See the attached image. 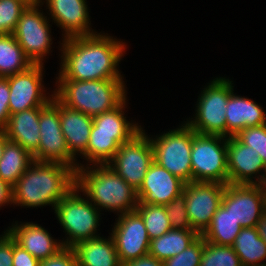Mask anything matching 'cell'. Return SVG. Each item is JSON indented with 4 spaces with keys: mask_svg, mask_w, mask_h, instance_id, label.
<instances>
[{
    "mask_svg": "<svg viewBox=\"0 0 266 266\" xmlns=\"http://www.w3.org/2000/svg\"><path fill=\"white\" fill-rule=\"evenodd\" d=\"M185 182L153 161L137 190L138 204L166 205L183 192Z\"/></svg>",
    "mask_w": 266,
    "mask_h": 266,
    "instance_id": "cell-18",
    "label": "cell"
},
{
    "mask_svg": "<svg viewBox=\"0 0 266 266\" xmlns=\"http://www.w3.org/2000/svg\"><path fill=\"white\" fill-rule=\"evenodd\" d=\"M75 186V171L62 163L34 161L12 187L13 206L52 208Z\"/></svg>",
    "mask_w": 266,
    "mask_h": 266,
    "instance_id": "cell-2",
    "label": "cell"
},
{
    "mask_svg": "<svg viewBox=\"0 0 266 266\" xmlns=\"http://www.w3.org/2000/svg\"><path fill=\"white\" fill-rule=\"evenodd\" d=\"M153 161V148L149 136L142 128L129 141L120 145L108 165L129 185L138 190Z\"/></svg>",
    "mask_w": 266,
    "mask_h": 266,
    "instance_id": "cell-11",
    "label": "cell"
},
{
    "mask_svg": "<svg viewBox=\"0 0 266 266\" xmlns=\"http://www.w3.org/2000/svg\"><path fill=\"white\" fill-rule=\"evenodd\" d=\"M32 65L13 34H0V77L24 72Z\"/></svg>",
    "mask_w": 266,
    "mask_h": 266,
    "instance_id": "cell-30",
    "label": "cell"
},
{
    "mask_svg": "<svg viewBox=\"0 0 266 266\" xmlns=\"http://www.w3.org/2000/svg\"><path fill=\"white\" fill-rule=\"evenodd\" d=\"M40 140L33 155L38 162H57L78 169V160L70 153L60 126V101L52 99L41 109L39 117Z\"/></svg>",
    "mask_w": 266,
    "mask_h": 266,
    "instance_id": "cell-9",
    "label": "cell"
},
{
    "mask_svg": "<svg viewBox=\"0 0 266 266\" xmlns=\"http://www.w3.org/2000/svg\"><path fill=\"white\" fill-rule=\"evenodd\" d=\"M112 235L120 263L148 254L150 238L144 221L136 211L118 215Z\"/></svg>",
    "mask_w": 266,
    "mask_h": 266,
    "instance_id": "cell-15",
    "label": "cell"
},
{
    "mask_svg": "<svg viewBox=\"0 0 266 266\" xmlns=\"http://www.w3.org/2000/svg\"><path fill=\"white\" fill-rule=\"evenodd\" d=\"M43 65L34 64L24 72L6 77L10 90V115L30 108L44 107L52 99L54 94L45 93L47 91L42 83Z\"/></svg>",
    "mask_w": 266,
    "mask_h": 266,
    "instance_id": "cell-14",
    "label": "cell"
},
{
    "mask_svg": "<svg viewBox=\"0 0 266 266\" xmlns=\"http://www.w3.org/2000/svg\"><path fill=\"white\" fill-rule=\"evenodd\" d=\"M45 1L41 0L40 3L42 6L44 3L47 4L46 9H49L48 15L53 19L52 22L63 30V39L97 33L90 27L91 21L86 0Z\"/></svg>",
    "mask_w": 266,
    "mask_h": 266,
    "instance_id": "cell-17",
    "label": "cell"
},
{
    "mask_svg": "<svg viewBox=\"0 0 266 266\" xmlns=\"http://www.w3.org/2000/svg\"><path fill=\"white\" fill-rule=\"evenodd\" d=\"M40 261L29 254L13 239V266H39Z\"/></svg>",
    "mask_w": 266,
    "mask_h": 266,
    "instance_id": "cell-40",
    "label": "cell"
},
{
    "mask_svg": "<svg viewBox=\"0 0 266 266\" xmlns=\"http://www.w3.org/2000/svg\"><path fill=\"white\" fill-rule=\"evenodd\" d=\"M79 193V189L74 186L53 208L63 232L67 235V239L61 241L63 247L72 248L79 242L100 235L97 228L100 226L102 213L85 195L83 197Z\"/></svg>",
    "mask_w": 266,
    "mask_h": 266,
    "instance_id": "cell-5",
    "label": "cell"
},
{
    "mask_svg": "<svg viewBox=\"0 0 266 266\" xmlns=\"http://www.w3.org/2000/svg\"><path fill=\"white\" fill-rule=\"evenodd\" d=\"M127 98L116 108L93 117L90 134L104 135H135L141 129L138 123L126 119L124 110Z\"/></svg>",
    "mask_w": 266,
    "mask_h": 266,
    "instance_id": "cell-26",
    "label": "cell"
},
{
    "mask_svg": "<svg viewBox=\"0 0 266 266\" xmlns=\"http://www.w3.org/2000/svg\"><path fill=\"white\" fill-rule=\"evenodd\" d=\"M221 204L242 227H256L266 210V188L259 184H226Z\"/></svg>",
    "mask_w": 266,
    "mask_h": 266,
    "instance_id": "cell-12",
    "label": "cell"
},
{
    "mask_svg": "<svg viewBox=\"0 0 266 266\" xmlns=\"http://www.w3.org/2000/svg\"><path fill=\"white\" fill-rule=\"evenodd\" d=\"M232 247L242 266L266 265V243L259 236L256 227L241 228Z\"/></svg>",
    "mask_w": 266,
    "mask_h": 266,
    "instance_id": "cell-25",
    "label": "cell"
},
{
    "mask_svg": "<svg viewBox=\"0 0 266 266\" xmlns=\"http://www.w3.org/2000/svg\"><path fill=\"white\" fill-rule=\"evenodd\" d=\"M200 266H242L232 246L205 241Z\"/></svg>",
    "mask_w": 266,
    "mask_h": 266,
    "instance_id": "cell-32",
    "label": "cell"
},
{
    "mask_svg": "<svg viewBox=\"0 0 266 266\" xmlns=\"http://www.w3.org/2000/svg\"><path fill=\"white\" fill-rule=\"evenodd\" d=\"M19 1L23 2L27 6H33L40 3L41 0H19Z\"/></svg>",
    "mask_w": 266,
    "mask_h": 266,
    "instance_id": "cell-45",
    "label": "cell"
},
{
    "mask_svg": "<svg viewBox=\"0 0 266 266\" xmlns=\"http://www.w3.org/2000/svg\"><path fill=\"white\" fill-rule=\"evenodd\" d=\"M182 124L155 138L149 136V139L153 148L154 161L188 183L192 182L190 156L193 136L196 132L186 122Z\"/></svg>",
    "mask_w": 266,
    "mask_h": 266,
    "instance_id": "cell-7",
    "label": "cell"
},
{
    "mask_svg": "<svg viewBox=\"0 0 266 266\" xmlns=\"http://www.w3.org/2000/svg\"><path fill=\"white\" fill-rule=\"evenodd\" d=\"M228 137L195 133L191 150L192 182L228 184Z\"/></svg>",
    "mask_w": 266,
    "mask_h": 266,
    "instance_id": "cell-8",
    "label": "cell"
},
{
    "mask_svg": "<svg viewBox=\"0 0 266 266\" xmlns=\"http://www.w3.org/2000/svg\"><path fill=\"white\" fill-rule=\"evenodd\" d=\"M93 117L70 109L60 102V126L70 153L82 155L87 150Z\"/></svg>",
    "mask_w": 266,
    "mask_h": 266,
    "instance_id": "cell-21",
    "label": "cell"
},
{
    "mask_svg": "<svg viewBox=\"0 0 266 266\" xmlns=\"http://www.w3.org/2000/svg\"><path fill=\"white\" fill-rule=\"evenodd\" d=\"M226 184L218 182L185 183V206L192 228L200 235L210 225L212 217L221 205Z\"/></svg>",
    "mask_w": 266,
    "mask_h": 266,
    "instance_id": "cell-13",
    "label": "cell"
},
{
    "mask_svg": "<svg viewBox=\"0 0 266 266\" xmlns=\"http://www.w3.org/2000/svg\"><path fill=\"white\" fill-rule=\"evenodd\" d=\"M9 141L6 131L0 129V159L3 155V150L6 145V143Z\"/></svg>",
    "mask_w": 266,
    "mask_h": 266,
    "instance_id": "cell-44",
    "label": "cell"
},
{
    "mask_svg": "<svg viewBox=\"0 0 266 266\" xmlns=\"http://www.w3.org/2000/svg\"><path fill=\"white\" fill-rule=\"evenodd\" d=\"M204 244L205 240L200 235L184 251L165 260L163 266H200Z\"/></svg>",
    "mask_w": 266,
    "mask_h": 266,
    "instance_id": "cell-34",
    "label": "cell"
},
{
    "mask_svg": "<svg viewBox=\"0 0 266 266\" xmlns=\"http://www.w3.org/2000/svg\"><path fill=\"white\" fill-rule=\"evenodd\" d=\"M10 90L6 77H0V129L4 130L8 124Z\"/></svg>",
    "mask_w": 266,
    "mask_h": 266,
    "instance_id": "cell-38",
    "label": "cell"
},
{
    "mask_svg": "<svg viewBox=\"0 0 266 266\" xmlns=\"http://www.w3.org/2000/svg\"><path fill=\"white\" fill-rule=\"evenodd\" d=\"M172 229L194 230L189 221L185 206V193L182 192L168 204L164 205Z\"/></svg>",
    "mask_w": 266,
    "mask_h": 266,
    "instance_id": "cell-35",
    "label": "cell"
},
{
    "mask_svg": "<svg viewBox=\"0 0 266 266\" xmlns=\"http://www.w3.org/2000/svg\"><path fill=\"white\" fill-rule=\"evenodd\" d=\"M228 98L226 108V137L235 136L242 129L266 124V113L255 101L234 94Z\"/></svg>",
    "mask_w": 266,
    "mask_h": 266,
    "instance_id": "cell-20",
    "label": "cell"
},
{
    "mask_svg": "<svg viewBox=\"0 0 266 266\" xmlns=\"http://www.w3.org/2000/svg\"><path fill=\"white\" fill-rule=\"evenodd\" d=\"M12 204V186L0 178V208Z\"/></svg>",
    "mask_w": 266,
    "mask_h": 266,
    "instance_id": "cell-42",
    "label": "cell"
},
{
    "mask_svg": "<svg viewBox=\"0 0 266 266\" xmlns=\"http://www.w3.org/2000/svg\"><path fill=\"white\" fill-rule=\"evenodd\" d=\"M227 168L229 184H259L262 186L265 162L254 148L241 143L235 136L228 137Z\"/></svg>",
    "mask_w": 266,
    "mask_h": 266,
    "instance_id": "cell-16",
    "label": "cell"
},
{
    "mask_svg": "<svg viewBox=\"0 0 266 266\" xmlns=\"http://www.w3.org/2000/svg\"><path fill=\"white\" fill-rule=\"evenodd\" d=\"M118 40L101 32L63 39L59 49L61 67L56 79H123L118 65L127 45Z\"/></svg>",
    "mask_w": 266,
    "mask_h": 266,
    "instance_id": "cell-1",
    "label": "cell"
},
{
    "mask_svg": "<svg viewBox=\"0 0 266 266\" xmlns=\"http://www.w3.org/2000/svg\"><path fill=\"white\" fill-rule=\"evenodd\" d=\"M262 186L266 188V163H265V168H264L263 177H262Z\"/></svg>",
    "mask_w": 266,
    "mask_h": 266,
    "instance_id": "cell-46",
    "label": "cell"
},
{
    "mask_svg": "<svg viewBox=\"0 0 266 266\" xmlns=\"http://www.w3.org/2000/svg\"><path fill=\"white\" fill-rule=\"evenodd\" d=\"M75 186L99 211L117 212V216L134 211L139 202L137 190L108 164L85 166L79 162L75 171Z\"/></svg>",
    "mask_w": 266,
    "mask_h": 266,
    "instance_id": "cell-3",
    "label": "cell"
},
{
    "mask_svg": "<svg viewBox=\"0 0 266 266\" xmlns=\"http://www.w3.org/2000/svg\"><path fill=\"white\" fill-rule=\"evenodd\" d=\"M135 210L141 215L150 240L172 229L164 205L138 204Z\"/></svg>",
    "mask_w": 266,
    "mask_h": 266,
    "instance_id": "cell-31",
    "label": "cell"
},
{
    "mask_svg": "<svg viewBox=\"0 0 266 266\" xmlns=\"http://www.w3.org/2000/svg\"><path fill=\"white\" fill-rule=\"evenodd\" d=\"M256 229L258 231L259 236L266 243V210L257 222Z\"/></svg>",
    "mask_w": 266,
    "mask_h": 266,
    "instance_id": "cell-43",
    "label": "cell"
},
{
    "mask_svg": "<svg viewBox=\"0 0 266 266\" xmlns=\"http://www.w3.org/2000/svg\"><path fill=\"white\" fill-rule=\"evenodd\" d=\"M199 236L195 230L171 229L162 236L150 240L148 253L164 262L184 251Z\"/></svg>",
    "mask_w": 266,
    "mask_h": 266,
    "instance_id": "cell-24",
    "label": "cell"
},
{
    "mask_svg": "<svg viewBox=\"0 0 266 266\" xmlns=\"http://www.w3.org/2000/svg\"><path fill=\"white\" fill-rule=\"evenodd\" d=\"M134 135L90 134L87 150L81 155L87 165L108 164L121 144L129 141Z\"/></svg>",
    "mask_w": 266,
    "mask_h": 266,
    "instance_id": "cell-28",
    "label": "cell"
},
{
    "mask_svg": "<svg viewBox=\"0 0 266 266\" xmlns=\"http://www.w3.org/2000/svg\"><path fill=\"white\" fill-rule=\"evenodd\" d=\"M41 5L38 3L27 6L13 32L14 38L33 64H44V57L46 58L50 53L53 43L50 34V20L39 9L42 7Z\"/></svg>",
    "mask_w": 266,
    "mask_h": 266,
    "instance_id": "cell-10",
    "label": "cell"
},
{
    "mask_svg": "<svg viewBox=\"0 0 266 266\" xmlns=\"http://www.w3.org/2000/svg\"><path fill=\"white\" fill-rule=\"evenodd\" d=\"M235 137L241 143L254 148L266 163V124L242 129Z\"/></svg>",
    "mask_w": 266,
    "mask_h": 266,
    "instance_id": "cell-36",
    "label": "cell"
},
{
    "mask_svg": "<svg viewBox=\"0 0 266 266\" xmlns=\"http://www.w3.org/2000/svg\"><path fill=\"white\" fill-rule=\"evenodd\" d=\"M34 161L33 155L20 144L8 141L0 159V178L13 187Z\"/></svg>",
    "mask_w": 266,
    "mask_h": 266,
    "instance_id": "cell-27",
    "label": "cell"
},
{
    "mask_svg": "<svg viewBox=\"0 0 266 266\" xmlns=\"http://www.w3.org/2000/svg\"><path fill=\"white\" fill-rule=\"evenodd\" d=\"M42 108H30L11 114L4 129L9 141L20 144L32 155L38 151L40 140L39 117Z\"/></svg>",
    "mask_w": 266,
    "mask_h": 266,
    "instance_id": "cell-22",
    "label": "cell"
},
{
    "mask_svg": "<svg viewBox=\"0 0 266 266\" xmlns=\"http://www.w3.org/2000/svg\"><path fill=\"white\" fill-rule=\"evenodd\" d=\"M27 5L19 0H0V34H13Z\"/></svg>",
    "mask_w": 266,
    "mask_h": 266,
    "instance_id": "cell-33",
    "label": "cell"
},
{
    "mask_svg": "<svg viewBox=\"0 0 266 266\" xmlns=\"http://www.w3.org/2000/svg\"><path fill=\"white\" fill-rule=\"evenodd\" d=\"M241 228L231 215L230 210L221 204L212 217L210 225L201 236L205 241L217 245L232 246Z\"/></svg>",
    "mask_w": 266,
    "mask_h": 266,
    "instance_id": "cell-29",
    "label": "cell"
},
{
    "mask_svg": "<svg viewBox=\"0 0 266 266\" xmlns=\"http://www.w3.org/2000/svg\"><path fill=\"white\" fill-rule=\"evenodd\" d=\"M0 266H13V238L5 230L0 235Z\"/></svg>",
    "mask_w": 266,
    "mask_h": 266,
    "instance_id": "cell-39",
    "label": "cell"
},
{
    "mask_svg": "<svg viewBox=\"0 0 266 266\" xmlns=\"http://www.w3.org/2000/svg\"><path fill=\"white\" fill-rule=\"evenodd\" d=\"M232 82L225 77L210 81L198 96L194 119L184 122L196 133L226 137V105L234 90Z\"/></svg>",
    "mask_w": 266,
    "mask_h": 266,
    "instance_id": "cell-6",
    "label": "cell"
},
{
    "mask_svg": "<svg viewBox=\"0 0 266 266\" xmlns=\"http://www.w3.org/2000/svg\"><path fill=\"white\" fill-rule=\"evenodd\" d=\"M8 228L6 231L16 243L39 261L46 260L63 248L61 240L53 239L48 230L37 223L18 224L15 221Z\"/></svg>",
    "mask_w": 266,
    "mask_h": 266,
    "instance_id": "cell-19",
    "label": "cell"
},
{
    "mask_svg": "<svg viewBox=\"0 0 266 266\" xmlns=\"http://www.w3.org/2000/svg\"><path fill=\"white\" fill-rule=\"evenodd\" d=\"M39 266H78V263L73 249L63 247L55 255L40 261Z\"/></svg>",
    "mask_w": 266,
    "mask_h": 266,
    "instance_id": "cell-37",
    "label": "cell"
},
{
    "mask_svg": "<svg viewBox=\"0 0 266 266\" xmlns=\"http://www.w3.org/2000/svg\"><path fill=\"white\" fill-rule=\"evenodd\" d=\"M121 266H163V262L148 253L137 259L128 260Z\"/></svg>",
    "mask_w": 266,
    "mask_h": 266,
    "instance_id": "cell-41",
    "label": "cell"
},
{
    "mask_svg": "<svg viewBox=\"0 0 266 266\" xmlns=\"http://www.w3.org/2000/svg\"><path fill=\"white\" fill-rule=\"evenodd\" d=\"M56 82L54 96L66 107L91 117L116 108L127 98L123 79H57Z\"/></svg>",
    "mask_w": 266,
    "mask_h": 266,
    "instance_id": "cell-4",
    "label": "cell"
},
{
    "mask_svg": "<svg viewBox=\"0 0 266 266\" xmlns=\"http://www.w3.org/2000/svg\"><path fill=\"white\" fill-rule=\"evenodd\" d=\"M72 249L78 266H121L111 234L79 242Z\"/></svg>",
    "mask_w": 266,
    "mask_h": 266,
    "instance_id": "cell-23",
    "label": "cell"
}]
</instances>
